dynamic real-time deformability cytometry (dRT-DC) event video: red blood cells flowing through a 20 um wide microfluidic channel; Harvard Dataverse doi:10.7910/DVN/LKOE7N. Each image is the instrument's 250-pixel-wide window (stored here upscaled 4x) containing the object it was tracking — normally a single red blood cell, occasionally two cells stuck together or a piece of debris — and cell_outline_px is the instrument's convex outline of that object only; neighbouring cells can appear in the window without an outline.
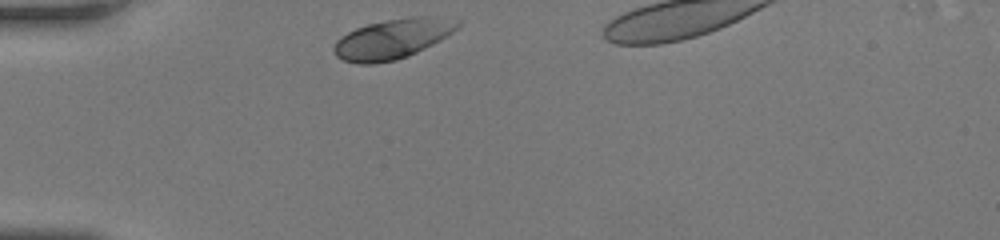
{"species": "human", "species_latin": "Homo sapiens", "temperature_condition": "room temperature", "stored_images_in_passage": 28, "camera_frame_rate_fps": 3000, "um_per_image_px": 0.085, "donor": {"sex": "female"}, "frame": {"image": 1, "passage_image": 1, "time_ms": 0.0, "image_size_px": [1000, 240], "cell_outline_px": [[464, 20], [452, 32], [440, 40], [408, 56], [396, 60], [372, 64], [360, 64], [344, 60], [336, 56], [332, 52], [332, 48], [336, 40], [340, 36], [356, 28], [368, 24], [388, 20], [416, 16], [432, 16]], "centroid_in_image_um": [33.35, 3.3], "position_along_channel_um": 51.7, "area_um2": 28.73}}
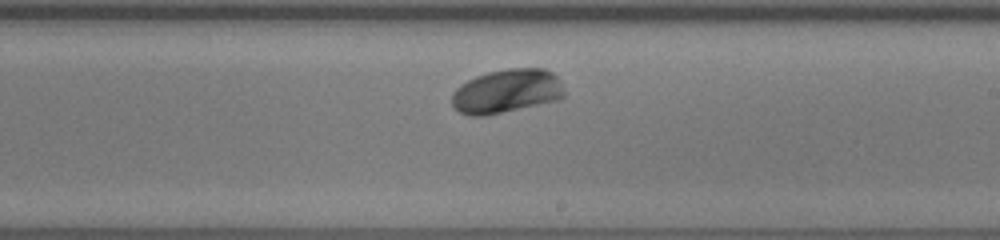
{"frame": {"image": 2, "passage_image": 17, "time_ms": 5.333, "image_size_px": [1000, 240], "cell_outline_px": [[564, 96], [556, 100], [484, 116], [468, 116], [460, 112], [452, 104], [452, 92], [460, 84], [476, 76], [488, 72], [508, 68], [544, 68], [552, 72], [560, 80], [564, 92]], "centroid_in_image_um": [43.05, 7.74], "position_along_channel_um": 246.0, "area_um2": 28.61}}
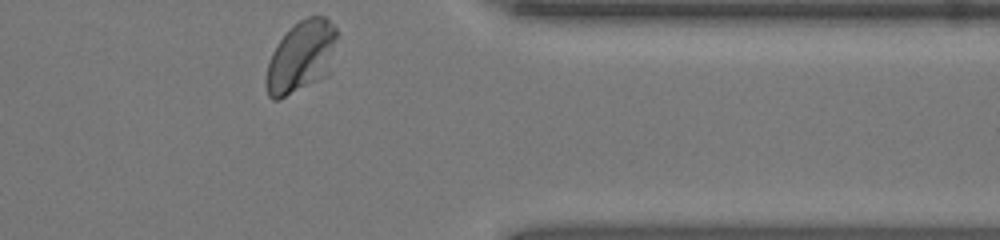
{"frame": {"image": 3, "passage_image": 28, "time_ms": 9.0, "image_size_px": [1000, 240], "cell_outline_px": [[336, 36], [328, 76], [280, 100], [272, 100], [268, 96], [264, 84], [264, 80], [268, 64], [272, 52], [276, 44], [300, 20], [308, 16], [324, 16], [336, 28]], "centroid_in_image_um": [25.56, 4.89], "position_along_channel_um": 385.8, "area_um2": 29.48}, "authors_computed_cell_mechanics": {"area_um2": 27.9752, "velocity_mm_per_s": 4.0418, "shape_relaxation_time_tau1_ms": 1.3487, "shape_relaxation_time_tau2_ms": null, "deformation_change_tau1": 0.1326, "deformation_change_tau2": null}}